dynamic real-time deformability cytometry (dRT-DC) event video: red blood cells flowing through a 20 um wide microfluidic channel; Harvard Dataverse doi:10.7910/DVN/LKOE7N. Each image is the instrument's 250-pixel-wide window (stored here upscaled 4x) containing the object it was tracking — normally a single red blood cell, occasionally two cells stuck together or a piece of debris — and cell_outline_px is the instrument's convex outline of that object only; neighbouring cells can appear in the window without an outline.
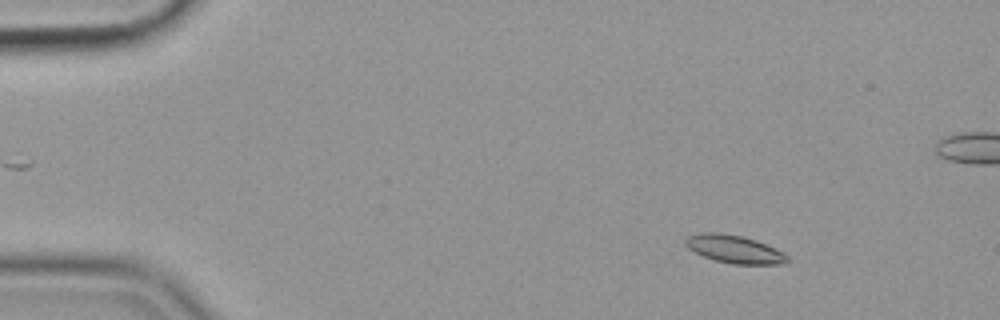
{"species": "common noctule bat (a hibernating species)", "species_latin": "Nyctalus noctula", "temperature_condition": "cold", "stored_images_in_passage": 59, "camera_frame_rate_fps": 3000, "um_per_image_px": 0.085, "animal": {"sex": "female", "body_mass_g": 19.9}, "frame": {"image": 1, "passage_image": 9, "time_ms": 2.667, "image_size_px": [1000, 320], "cell_outline_px": [[788, 260], [784, 264], [732, 264], [716, 260], [704, 256], [688, 248], [684, 244], [684, 240], [688, 236], [700, 232], [720, 232], [744, 236], [756, 240], [784, 252], [788, 256]], "centroid_in_image_um": [62.42, 21.16], "position_along_channel_um": 22.6, "area_um2": 16.65}}
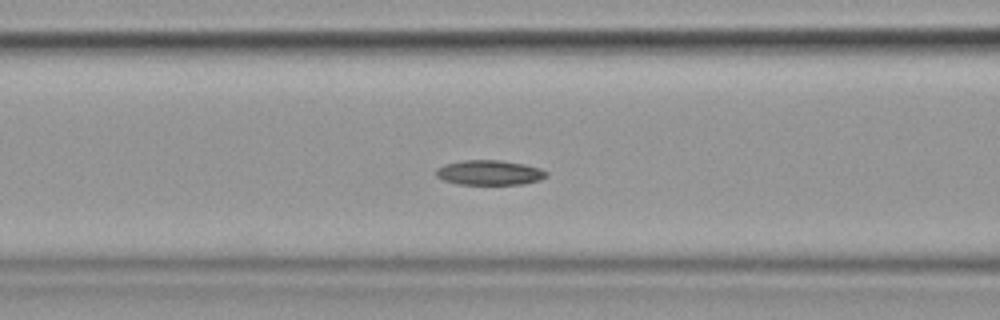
{"frame": {"image": 2, "passage_image": 25, "time_ms": 8.0, "image_size_px": [1000, 320], "cell_outline_px": [[548, 176], [540, 180], [524, 184], [456, 184], [444, 180], [436, 176], [436, 168], [444, 164], [464, 160], [500, 160], [524, 164], [540, 168], [548, 172]], "centroid_in_image_um": [41.61, 14.67], "position_along_channel_um": 125.0, "area_um2": 16.07}}
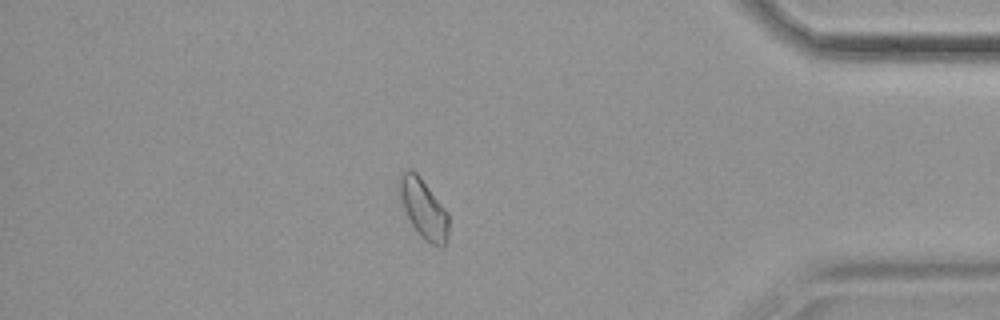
{"frame": {"image": 3, "passage_image": 51, "time_ms": 16.667, "image_size_px": [1000, 320], "cell_outline_px": [[448, 236], [444, 244], [432, 244], [424, 240], [420, 236], [412, 224], [404, 208], [396, 184], [400, 176], [408, 168], [416, 172], [420, 176], [448, 212]], "centroid_in_image_um": [35.98, 17.69], "position_along_channel_um": 399.2, "area_um2": 16.82}}